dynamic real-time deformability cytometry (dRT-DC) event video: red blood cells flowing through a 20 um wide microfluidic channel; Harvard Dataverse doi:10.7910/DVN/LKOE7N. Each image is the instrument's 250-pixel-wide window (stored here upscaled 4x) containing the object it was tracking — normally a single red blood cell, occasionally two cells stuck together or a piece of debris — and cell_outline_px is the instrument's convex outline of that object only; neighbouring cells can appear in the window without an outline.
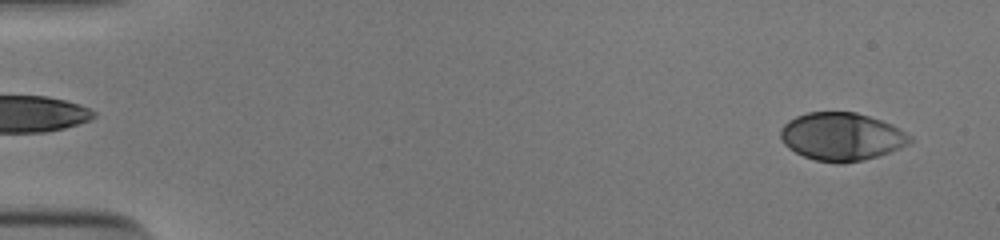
{"species": "human", "species_latin": "Homo sapiens", "temperature_condition": "cold", "stored_images_in_passage": 53, "camera_frame_rate_fps": 3000, "um_per_image_px": 0.085, "donor": {"sex": "male"}, "frame": {"image": 1, "passage_image": 3, "time_ms": 0.667, "image_size_px": [1000, 240], "cell_outline_px": [[912, 140], [908, 144], [900, 148], [864, 160], [844, 164], [840, 164], [816, 160], [804, 156], [788, 148], [784, 144], [780, 136], [780, 128], [788, 120], [796, 116], [808, 112], [856, 112], [892, 124], [900, 128], [912, 136]], "centroid_in_image_um": [71.53, 11.61], "position_along_channel_um": 13.5, "area_um2": 36.24}}
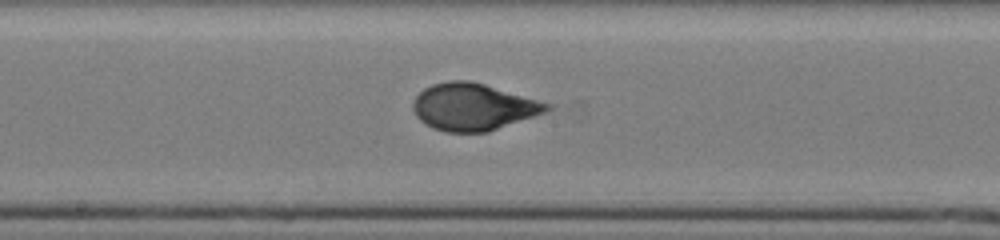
{"frame": {"image": 2, "passage_image": 29, "time_ms": 9.333, "image_size_px": [1000, 240], "cell_outline_px": [[552, 108], [544, 112], [488, 132], [444, 132], [432, 128], [420, 120], [416, 116], [412, 108], [412, 104], [416, 96], [424, 88], [432, 84], [448, 80], [468, 80], [484, 84], [552, 104]], "centroid_in_image_um": [40.18, 9.08], "position_along_channel_um": 208.0, "area_um2": 36.47}}
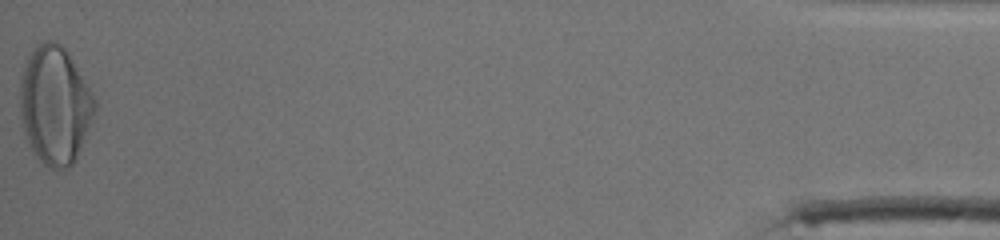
{"frame": {"image": 3, "passage_image": 53, "time_ms": 17.333, "image_size_px": [1000, 240], "cell_outline_px": [[96, 108], [92, 120], [76, 160], [68, 168], [52, 168], [44, 164], [36, 156], [24, 132], [20, 116], [20, 80], [24, 64], [28, 52], [36, 44], [44, 40], [52, 40], [60, 44], [68, 52], [92, 92], [96, 100]], "centroid_in_image_um": [4.66, 8.9], "position_along_channel_um": 430.5, "area_um2": 51.56}, "authors_computed_cell_mechanics": {"area_um2": 36.2984, "velocity_mm_per_s": 3.8898, "shape_relaxation_time_tau1_ms": 5.437, "shape_relaxation_time_tau2_ms": null, "deformation_change_tau1": 0.2234, "deformation_change_tau2": null}}